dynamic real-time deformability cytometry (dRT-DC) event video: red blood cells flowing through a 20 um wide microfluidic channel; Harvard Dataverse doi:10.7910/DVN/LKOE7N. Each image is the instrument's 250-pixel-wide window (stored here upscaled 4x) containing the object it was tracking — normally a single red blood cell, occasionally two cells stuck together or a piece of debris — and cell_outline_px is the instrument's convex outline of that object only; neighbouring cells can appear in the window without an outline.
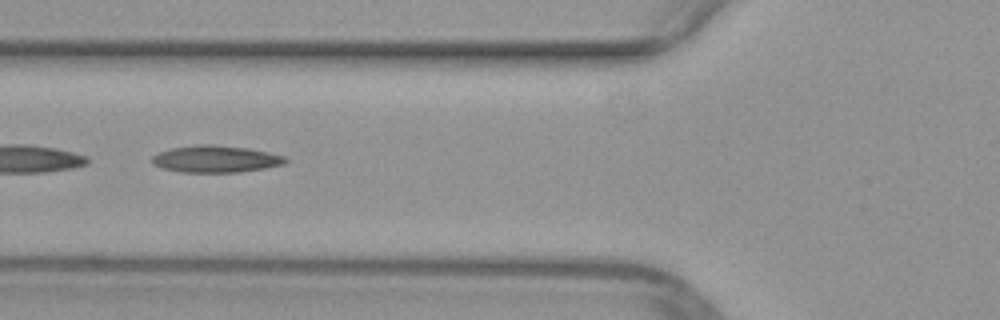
{"species": "common noctule bat (a hibernating species)", "species_latin": "Nyctalus noctula", "temperature_condition": "warm", "stored_images_in_passage": 32, "camera_frame_rate_fps": 3000, "um_per_image_px": 0.085, "animal": {"sex": "female", "body_mass_g": 29.2, "forearm_length_mm": 56.3}, "frame": {"image": 1, "passage_image": 7, "time_ms": 2.0, "image_size_px": [1000, 320], "cell_outline_px": [[288, 160], [284, 164], [264, 168], [240, 172], [180, 172], [164, 168], [156, 164], [152, 160], [152, 156], [160, 152], [172, 148], [200, 144], [208, 144], [248, 148], [268, 152], [284, 156]], "centroid_in_image_um": [18.37, 13.51], "position_along_channel_um": 107.4, "area_um2": 20.63}}
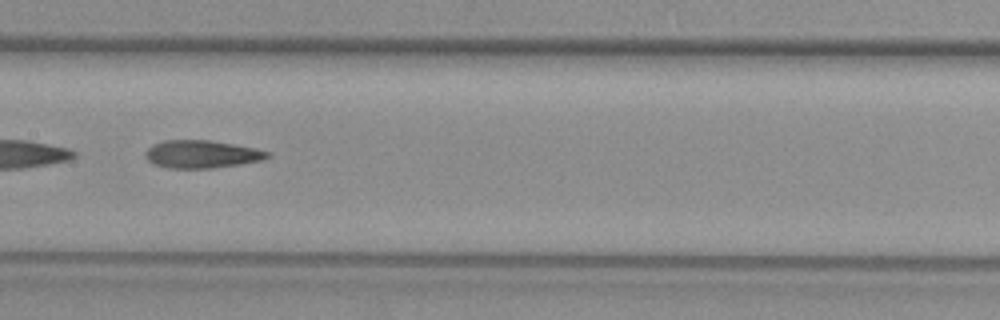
{"frame": {"image": 2, "passage_image": 13, "time_ms": 4.0, "image_size_px": [1000, 320], "cell_outline_px": [[272, 156], [260, 160], [240, 164], [212, 168], [168, 168], [156, 164], [148, 160], [144, 156], [144, 152], [148, 148], [164, 140], [208, 140], [256, 148], [268, 152]], "centroid_in_image_um": [17.14, 13.1], "position_along_channel_um": 190.3, "area_um2": 19.54}}
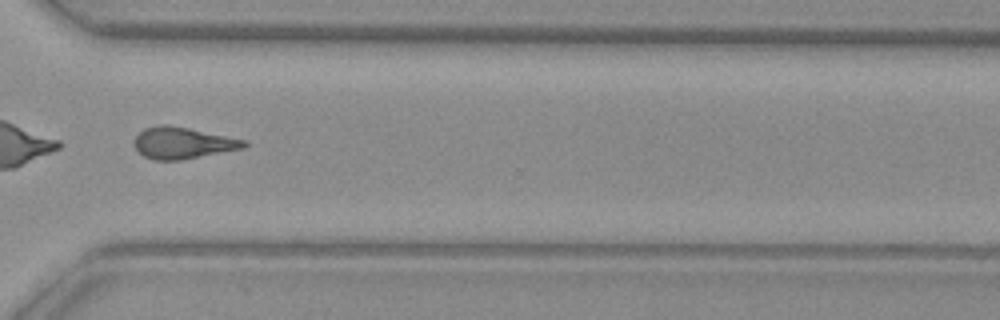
{"frame": {"image": 3, "passage_image": 25, "time_ms": 8.0, "image_size_px": [1000, 320], "cell_outline_px": [[248, 144], [244, 148], [180, 160], [152, 160], [144, 156], [136, 148], [132, 140], [144, 128], [160, 124], [168, 124], [248, 140]], "centroid_in_image_um": [15.53, 12.14], "position_along_channel_um": 355.1, "area_um2": 20.23}}